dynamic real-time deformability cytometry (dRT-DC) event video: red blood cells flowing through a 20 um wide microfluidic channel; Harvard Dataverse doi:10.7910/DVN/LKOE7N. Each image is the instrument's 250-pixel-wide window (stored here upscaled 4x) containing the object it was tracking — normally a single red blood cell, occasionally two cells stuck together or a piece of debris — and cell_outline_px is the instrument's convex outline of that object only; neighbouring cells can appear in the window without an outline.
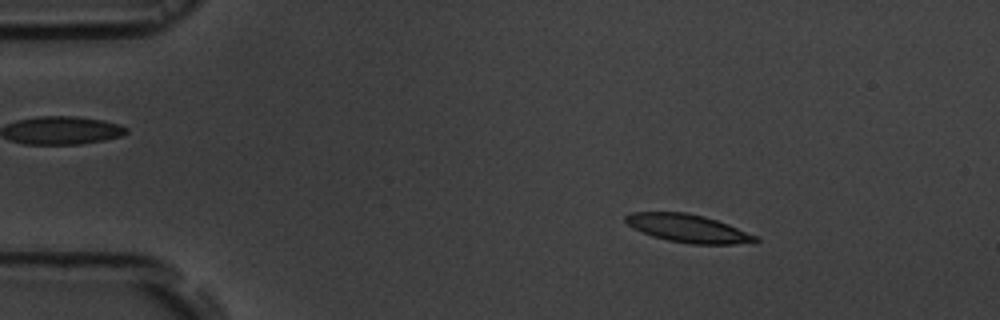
{"species": "common noctule bat (a hibernating species)", "species_latin": "Nyctalus noctula", "temperature_condition": "room temperature", "stored_images_in_passage": 55, "camera_frame_rate_fps": 3000, "um_per_image_px": 0.085, "animal": {"sex": "male", "body_mass_g": 19.5, "forearm_length_mm": 54.6}, "frame": {"image": 1, "passage_image": 8, "time_ms": 2.333, "image_size_px": [1000, 320], "cell_outline_px": [[760, 240], [732, 244], [692, 244], [668, 240], [652, 236], [632, 228], [624, 220], [624, 216], [632, 212], [688, 212], [704, 216], [728, 224], [756, 236]], "centroid_in_image_um": [58.42, 19.4], "position_along_channel_um": 26.6, "area_um2": 20.98}}
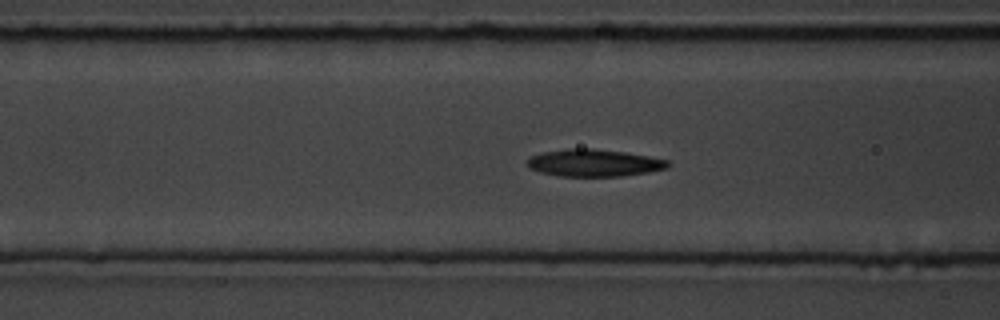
{"frame": {"image": 2, "passage_image": 21, "time_ms": 6.667, "image_size_px": [1000, 320], "cell_outline_px": [[668, 168], [648, 172], [620, 176], [560, 176], [540, 172], [528, 168], [528, 160], [532, 156], [540, 152], [568, 148], [592, 148], [624, 152], [648, 156], [668, 160]], "centroid_in_image_um": [50.46, 13.84], "position_along_channel_um": 116.1, "area_um2": 22.25}}
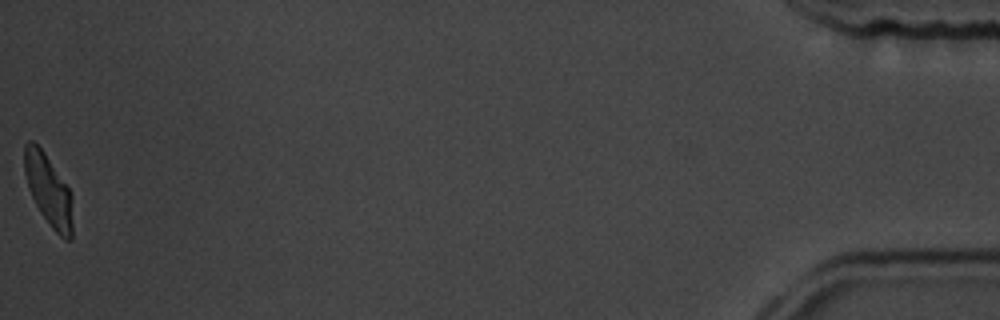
{"frame": {"image": 3, "passage_image": 55, "time_ms": 18.0, "image_size_px": [1000, 320], "cell_outline_px": [[72, 240], [64, 240], [52, 228], [40, 212], [32, 196], [24, 172], [24, 144], [28, 140], [32, 140], [44, 152], [72, 192]], "centroid_in_image_um": [4.14, 16.17], "position_along_channel_um": 431.1, "area_um2": 20.06}, "authors_computed_cell_mechanics": {"area_um2": 21.386, "velocity_mm_per_s": 3.6533, "shape_relaxation_time_tau1_ms": 2.8044, "shape_relaxation_time_tau2_ms": 2.9751, "deformation_change_tau1": 0.1342, "deformation_change_tau2": 0.1068}}